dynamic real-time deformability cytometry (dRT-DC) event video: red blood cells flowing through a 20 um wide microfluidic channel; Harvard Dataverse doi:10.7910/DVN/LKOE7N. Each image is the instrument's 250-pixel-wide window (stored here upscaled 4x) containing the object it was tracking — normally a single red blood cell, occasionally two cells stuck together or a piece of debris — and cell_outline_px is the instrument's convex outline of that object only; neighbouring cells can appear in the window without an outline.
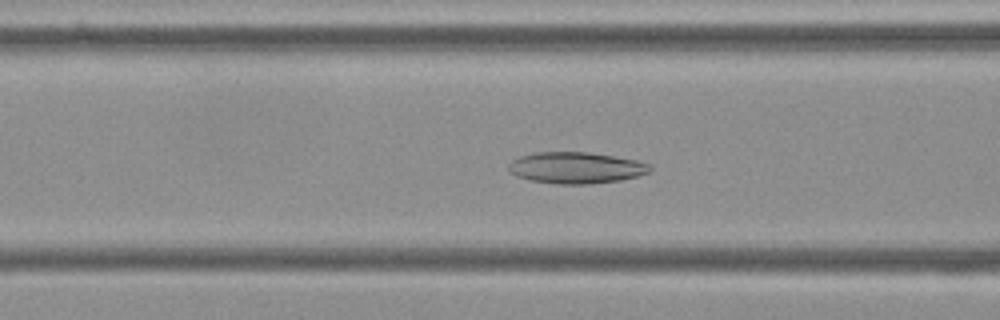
{"species": "Egyptian fruit bat (a non-hibernating species)", "species_latin": "Rousettus aegyptiacus", "temperature_condition": "cold", "stored_images_in_passage": 49, "camera_frame_rate_fps": 3000, "um_per_image_px": 0.085, "frame": {"image": 1, "passage_image": 14, "time_ms": 4.333, "image_size_px": [1000, 320], "cell_outline_px": [[652, 168], [648, 172], [636, 176], [620, 180], [588, 184], [556, 184], [532, 180], [516, 176], [508, 172], [508, 164], [512, 160], [520, 156], [536, 152], [588, 152], [636, 160], [648, 164]], "centroid_in_image_um": [48.9, 14.26], "position_along_channel_um": 117.7, "area_um2": 25.72}}
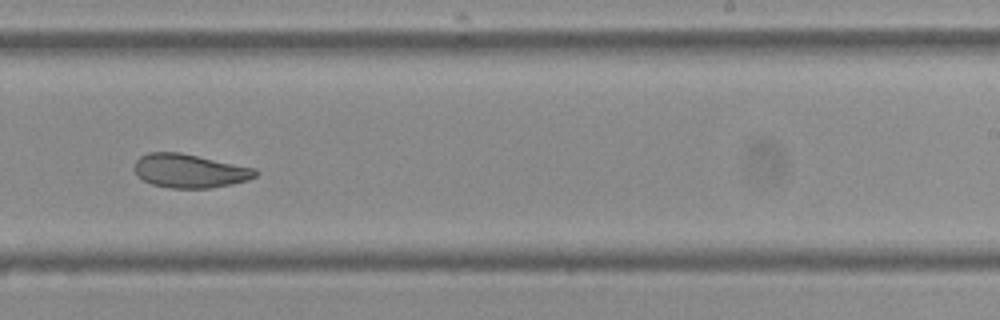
{"frame": {"image": 2, "passage_image": 27, "time_ms": 8.667, "image_size_px": [1000, 320], "cell_outline_px": [[260, 172], [256, 176], [248, 180], [232, 184], [212, 188], [168, 188], [152, 184], [136, 176], [132, 168], [136, 160], [140, 156], [148, 152], [180, 152], [256, 168]], "centroid_in_image_um": [16.11, 14.52], "position_along_channel_um": 272.9, "area_um2": 24.16}}
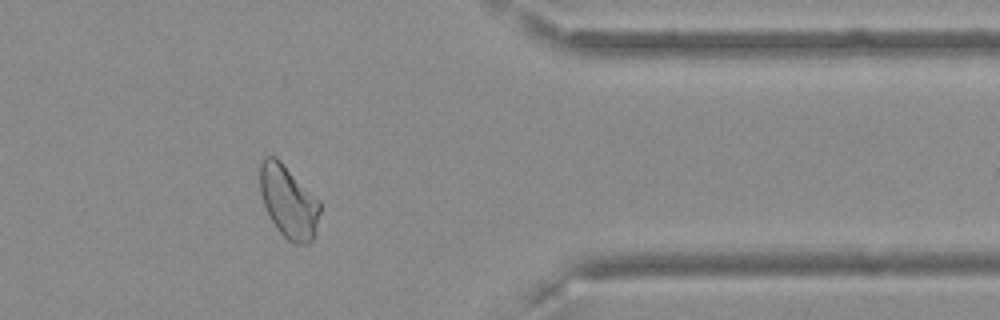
{"frame": {"image": 3, "passage_image": 38, "time_ms": 12.333, "image_size_px": [1000, 320], "cell_outline_px": [[320, 212], [316, 236], [308, 244], [296, 244], [288, 240], [276, 228], [264, 204], [260, 192], [260, 160], [264, 156], [276, 156], [320, 200]], "centroid_in_image_um": [24.55, 17.14], "position_along_channel_um": 386.9, "area_um2": 25.55}, "authors_computed_cell_mechanics": {"area_um2": 25.9522, "velocity_mm_per_s": 3.5819, "shape_relaxation_time_tau1_ms": 10.0491, "shape_relaxation_time_tau2_ms": 3.438, "deformation_change_tau1": 0.1737, "deformation_change_tau2": 0.0847}}